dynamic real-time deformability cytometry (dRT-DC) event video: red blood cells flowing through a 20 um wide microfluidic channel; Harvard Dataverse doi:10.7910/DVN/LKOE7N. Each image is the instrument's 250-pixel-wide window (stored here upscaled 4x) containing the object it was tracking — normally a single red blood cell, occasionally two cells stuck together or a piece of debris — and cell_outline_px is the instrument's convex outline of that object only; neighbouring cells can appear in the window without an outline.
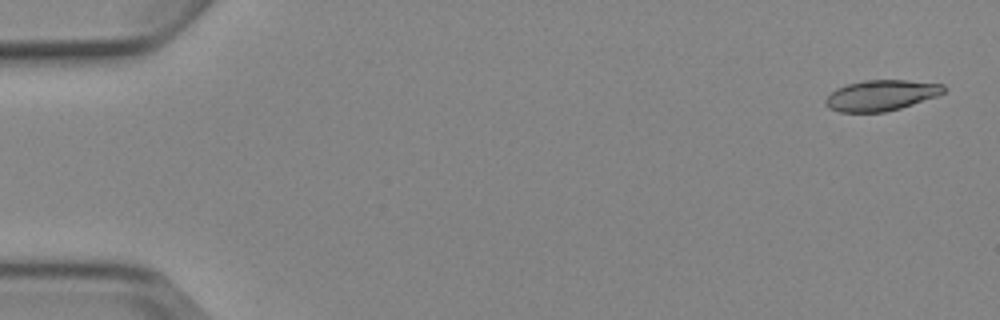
{"species": "Egyptian fruit bat (a non-hibernating species)", "species_latin": "Rousettus aegyptiacus", "temperature_condition": "cold", "stored_images_in_passage": 5, "camera_frame_rate_fps": 3000, "um_per_image_px": 0.085, "animal": {"sex": "female"}, "frame": {"image": 1, "passage_image": 1, "time_ms": 0.0, "image_size_px": [1000, 320], "cell_outline_px": [[948, 88], [940, 96], [900, 108], [884, 112], [840, 112], [828, 108], [824, 104], [824, 100], [836, 88], [848, 84], [864, 80], [908, 80], [944, 84]], "centroid_in_image_um": [74.94, 8.1], "position_along_channel_um": 10.1, "area_um2": 21.39}}
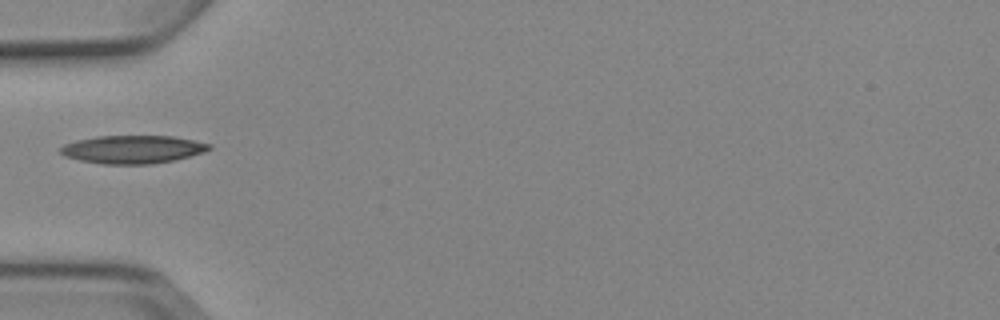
{"frame": {"image": 2, "passage_image": 5, "time_ms": 5.333, "image_size_px": [1000, 320], "cell_outline_px": [[212, 148], [204, 152], [172, 160], [152, 164], [100, 164], [80, 160], [64, 156], [60, 152], [60, 148], [64, 144], [76, 140], [96, 136], [172, 136], [212, 144]], "centroid_in_image_um": [11.25, 12.69], "position_along_channel_um": 73.7, "area_um2": 24.28}}